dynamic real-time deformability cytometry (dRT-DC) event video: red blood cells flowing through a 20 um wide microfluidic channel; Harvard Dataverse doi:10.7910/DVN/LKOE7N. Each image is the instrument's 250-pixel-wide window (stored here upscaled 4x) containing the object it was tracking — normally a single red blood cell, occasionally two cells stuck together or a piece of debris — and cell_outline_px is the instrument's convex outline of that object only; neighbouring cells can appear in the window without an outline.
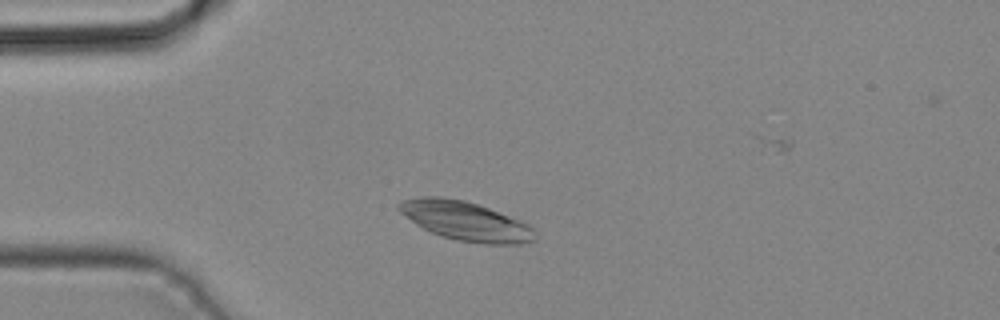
{"species": "common noctule bat (a hibernating species)", "species_latin": "Nyctalus noctula", "temperature_condition": "cold", "stored_images_in_passage": 40, "camera_frame_rate_fps": 3000, "um_per_image_px": 0.085, "animal": {"sex": "male", "body_mass_g": 19.2, "forearm_length_mm": 51.8}, "frame": {"image": 1, "passage_image": 7, "time_ms": 2.0, "image_size_px": [1000, 320], "cell_outline_px": [[536, 240], [520, 244], [484, 244], [456, 240], [432, 232], [416, 224], [400, 212], [396, 208], [396, 204], [404, 200], [420, 196], [440, 196], [464, 200], [488, 208], [528, 224], [536, 232]], "centroid_in_image_um": [39.56, 18.78], "position_along_channel_um": 45.4, "area_um2": 30.75}}
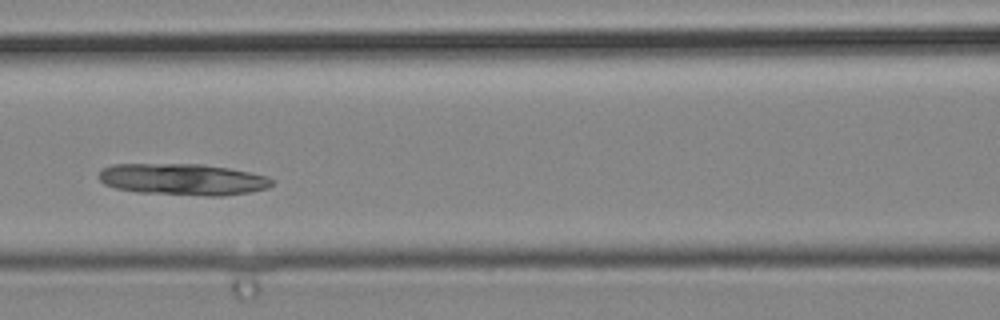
{"frame": {"image": 2, "passage_image": 15, "time_ms": 4.667, "image_size_px": [1000, 320], "cell_outline_px": [[272, 184], [268, 188], [252, 192], [224, 196], [204, 196], [136, 192], [116, 188], [104, 184], [96, 176], [104, 168], [112, 164], [204, 164], [228, 168], [268, 176], [272, 180]], "centroid_in_image_um": [15.54, 15.25], "position_along_channel_um": 151.1, "area_um2": 32.02}}
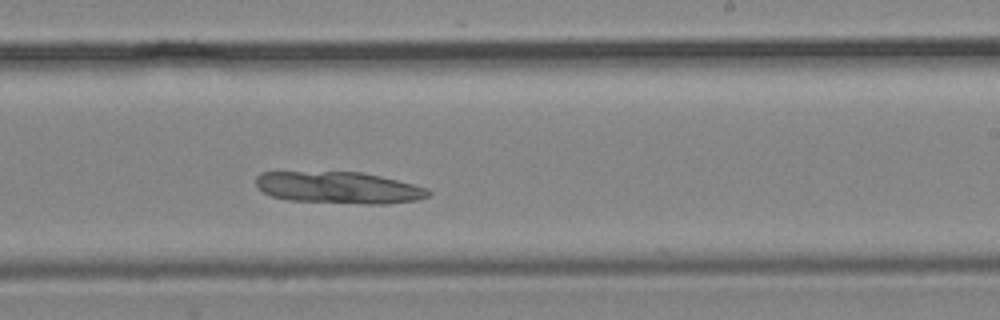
{"frame": {"image": 3, "passage_image": 22, "time_ms": 7.0, "image_size_px": [1000, 320], "cell_outline_px": [[432, 192], [428, 196], [420, 200], [388, 204], [364, 204], [288, 200], [272, 196], [256, 188], [256, 176], [260, 172], [360, 172], [380, 176], [428, 188]], "centroid_in_image_um": [28.8, 15.96], "position_along_channel_um": 260.2, "area_um2": 32.08}}